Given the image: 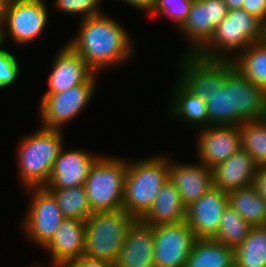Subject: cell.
Wrapping results in <instances>:
<instances>
[{
    "label": "cell",
    "instance_id": "obj_1",
    "mask_svg": "<svg viewBox=\"0 0 266 267\" xmlns=\"http://www.w3.org/2000/svg\"><path fill=\"white\" fill-rule=\"evenodd\" d=\"M107 15L103 12L81 19L77 35L67 41L96 74L130 61L134 51L125 27Z\"/></svg>",
    "mask_w": 266,
    "mask_h": 267
},
{
    "label": "cell",
    "instance_id": "obj_2",
    "mask_svg": "<svg viewBox=\"0 0 266 267\" xmlns=\"http://www.w3.org/2000/svg\"><path fill=\"white\" fill-rule=\"evenodd\" d=\"M170 158L163 155L128 161L123 209L142 219L154 205L163 185L169 180Z\"/></svg>",
    "mask_w": 266,
    "mask_h": 267
},
{
    "label": "cell",
    "instance_id": "obj_3",
    "mask_svg": "<svg viewBox=\"0 0 266 267\" xmlns=\"http://www.w3.org/2000/svg\"><path fill=\"white\" fill-rule=\"evenodd\" d=\"M63 131L40 127L18 140L17 171L23 187H45L63 143Z\"/></svg>",
    "mask_w": 266,
    "mask_h": 267
},
{
    "label": "cell",
    "instance_id": "obj_4",
    "mask_svg": "<svg viewBox=\"0 0 266 267\" xmlns=\"http://www.w3.org/2000/svg\"><path fill=\"white\" fill-rule=\"evenodd\" d=\"M264 39L266 25L260 19L242 8L228 10L211 39L196 54L206 59L233 60L253 42Z\"/></svg>",
    "mask_w": 266,
    "mask_h": 267
},
{
    "label": "cell",
    "instance_id": "obj_5",
    "mask_svg": "<svg viewBox=\"0 0 266 267\" xmlns=\"http://www.w3.org/2000/svg\"><path fill=\"white\" fill-rule=\"evenodd\" d=\"M135 220L124 209L93 212L85 221L84 255L114 264Z\"/></svg>",
    "mask_w": 266,
    "mask_h": 267
},
{
    "label": "cell",
    "instance_id": "obj_6",
    "mask_svg": "<svg viewBox=\"0 0 266 267\" xmlns=\"http://www.w3.org/2000/svg\"><path fill=\"white\" fill-rule=\"evenodd\" d=\"M127 166L126 159L116 156L96 159L84 184L92 212L123 209Z\"/></svg>",
    "mask_w": 266,
    "mask_h": 267
},
{
    "label": "cell",
    "instance_id": "obj_7",
    "mask_svg": "<svg viewBox=\"0 0 266 267\" xmlns=\"http://www.w3.org/2000/svg\"><path fill=\"white\" fill-rule=\"evenodd\" d=\"M45 0H9L1 22V41L17 45L31 44L48 25L49 10Z\"/></svg>",
    "mask_w": 266,
    "mask_h": 267
},
{
    "label": "cell",
    "instance_id": "obj_8",
    "mask_svg": "<svg viewBox=\"0 0 266 267\" xmlns=\"http://www.w3.org/2000/svg\"><path fill=\"white\" fill-rule=\"evenodd\" d=\"M98 74H94L85 84L71 87L59 93H44L40 100L39 116L41 127L63 130L64 124L85 110L96 90Z\"/></svg>",
    "mask_w": 266,
    "mask_h": 267
},
{
    "label": "cell",
    "instance_id": "obj_9",
    "mask_svg": "<svg viewBox=\"0 0 266 267\" xmlns=\"http://www.w3.org/2000/svg\"><path fill=\"white\" fill-rule=\"evenodd\" d=\"M25 191L31 193V199L21 227L26 238L44 248L65 217L46 187H30Z\"/></svg>",
    "mask_w": 266,
    "mask_h": 267
},
{
    "label": "cell",
    "instance_id": "obj_10",
    "mask_svg": "<svg viewBox=\"0 0 266 267\" xmlns=\"http://www.w3.org/2000/svg\"><path fill=\"white\" fill-rule=\"evenodd\" d=\"M182 56L178 81L206 102L215 89L224 86L226 74L234 67L232 60L206 59L186 52Z\"/></svg>",
    "mask_w": 266,
    "mask_h": 267
},
{
    "label": "cell",
    "instance_id": "obj_11",
    "mask_svg": "<svg viewBox=\"0 0 266 267\" xmlns=\"http://www.w3.org/2000/svg\"><path fill=\"white\" fill-rule=\"evenodd\" d=\"M153 230L155 267H184L196 240L188 224L157 225Z\"/></svg>",
    "mask_w": 266,
    "mask_h": 267
},
{
    "label": "cell",
    "instance_id": "obj_12",
    "mask_svg": "<svg viewBox=\"0 0 266 267\" xmlns=\"http://www.w3.org/2000/svg\"><path fill=\"white\" fill-rule=\"evenodd\" d=\"M227 13L224 0H193L187 20L179 28L191 44L186 52L196 54L211 39Z\"/></svg>",
    "mask_w": 266,
    "mask_h": 267
},
{
    "label": "cell",
    "instance_id": "obj_13",
    "mask_svg": "<svg viewBox=\"0 0 266 267\" xmlns=\"http://www.w3.org/2000/svg\"><path fill=\"white\" fill-rule=\"evenodd\" d=\"M228 206V193L211 188L197 201L186 207V220L196 239H213Z\"/></svg>",
    "mask_w": 266,
    "mask_h": 267
},
{
    "label": "cell",
    "instance_id": "obj_14",
    "mask_svg": "<svg viewBox=\"0 0 266 267\" xmlns=\"http://www.w3.org/2000/svg\"><path fill=\"white\" fill-rule=\"evenodd\" d=\"M196 153L209 168L225 161L241 149L240 126L216 125L199 129Z\"/></svg>",
    "mask_w": 266,
    "mask_h": 267
},
{
    "label": "cell",
    "instance_id": "obj_15",
    "mask_svg": "<svg viewBox=\"0 0 266 267\" xmlns=\"http://www.w3.org/2000/svg\"><path fill=\"white\" fill-rule=\"evenodd\" d=\"M99 156L82 149L61 148L54 162L47 189L84 186L90 167Z\"/></svg>",
    "mask_w": 266,
    "mask_h": 267
},
{
    "label": "cell",
    "instance_id": "obj_16",
    "mask_svg": "<svg viewBox=\"0 0 266 267\" xmlns=\"http://www.w3.org/2000/svg\"><path fill=\"white\" fill-rule=\"evenodd\" d=\"M45 93H59L71 87L85 84L95 72L87 62L67 43L56 53Z\"/></svg>",
    "mask_w": 266,
    "mask_h": 267
},
{
    "label": "cell",
    "instance_id": "obj_17",
    "mask_svg": "<svg viewBox=\"0 0 266 267\" xmlns=\"http://www.w3.org/2000/svg\"><path fill=\"white\" fill-rule=\"evenodd\" d=\"M169 179L186 207L214 187L212 168L199 161L185 164L172 162L171 159Z\"/></svg>",
    "mask_w": 266,
    "mask_h": 267
},
{
    "label": "cell",
    "instance_id": "obj_18",
    "mask_svg": "<svg viewBox=\"0 0 266 267\" xmlns=\"http://www.w3.org/2000/svg\"><path fill=\"white\" fill-rule=\"evenodd\" d=\"M114 267H155L153 226L140 219L131 224Z\"/></svg>",
    "mask_w": 266,
    "mask_h": 267
},
{
    "label": "cell",
    "instance_id": "obj_19",
    "mask_svg": "<svg viewBox=\"0 0 266 267\" xmlns=\"http://www.w3.org/2000/svg\"><path fill=\"white\" fill-rule=\"evenodd\" d=\"M85 222L64 218L43 250L51 253V267H64L84 255Z\"/></svg>",
    "mask_w": 266,
    "mask_h": 267
},
{
    "label": "cell",
    "instance_id": "obj_20",
    "mask_svg": "<svg viewBox=\"0 0 266 267\" xmlns=\"http://www.w3.org/2000/svg\"><path fill=\"white\" fill-rule=\"evenodd\" d=\"M231 110L243 121L266 118V90L231 69Z\"/></svg>",
    "mask_w": 266,
    "mask_h": 267
},
{
    "label": "cell",
    "instance_id": "obj_21",
    "mask_svg": "<svg viewBox=\"0 0 266 267\" xmlns=\"http://www.w3.org/2000/svg\"><path fill=\"white\" fill-rule=\"evenodd\" d=\"M259 165L243 149L212 168L214 187L229 192L253 185Z\"/></svg>",
    "mask_w": 266,
    "mask_h": 267
},
{
    "label": "cell",
    "instance_id": "obj_22",
    "mask_svg": "<svg viewBox=\"0 0 266 267\" xmlns=\"http://www.w3.org/2000/svg\"><path fill=\"white\" fill-rule=\"evenodd\" d=\"M141 220L149 226L177 224L186 220V206L170 179L163 185L154 205Z\"/></svg>",
    "mask_w": 266,
    "mask_h": 267
},
{
    "label": "cell",
    "instance_id": "obj_23",
    "mask_svg": "<svg viewBox=\"0 0 266 267\" xmlns=\"http://www.w3.org/2000/svg\"><path fill=\"white\" fill-rule=\"evenodd\" d=\"M173 87L171 105L168 107L170 116L181 119L186 124H190L189 126L197 127V129L207 127L206 101L199 96L193 95L178 80Z\"/></svg>",
    "mask_w": 266,
    "mask_h": 267
},
{
    "label": "cell",
    "instance_id": "obj_24",
    "mask_svg": "<svg viewBox=\"0 0 266 267\" xmlns=\"http://www.w3.org/2000/svg\"><path fill=\"white\" fill-rule=\"evenodd\" d=\"M234 249L214 239H196L184 267H234Z\"/></svg>",
    "mask_w": 266,
    "mask_h": 267
},
{
    "label": "cell",
    "instance_id": "obj_25",
    "mask_svg": "<svg viewBox=\"0 0 266 267\" xmlns=\"http://www.w3.org/2000/svg\"><path fill=\"white\" fill-rule=\"evenodd\" d=\"M228 193V205L251 226H266V202L251 185Z\"/></svg>",
    "mask_w": 266,
    "mask_h": 267
},
{
    "label": "cell",
    "instance_id": "obj_26",
    "mask_svg": "<svg viewBox=\"0 0 266 267\" xmlns=\"http://www.w3.org/2000/svg\"><path fill=\"white\" fill-rule=\"evenodd\" d=\"M232 62L244 77L266 90V39L253 42Z\"/></svg>",
    "mask_w": 266,
    "mask_h": 267
},
{
    "label": "cell",
    "instance_id": "obj_27",
    "mask_svg": "<svg viewBox=\"0 0 266 267\" xmlns=\"http://www.w3.org/2000/svg\"><path fill=\"white\" fill-rule=\"evenodd\" d=\"M208 126H240L244 121L231 110V70L226 74L224 86L207 97Z\"/></svg>",
    "mask_w": 266,
    "mask_h": 267
},
{
    "label": "cell",
    "instance_id": "obj_28",
    "mask_svg": "<svg viewBox=\"0 0 266 267\" xmlns=\"http://www.w3.org/2000/svg\"><path fill=\"white\" fill-rule=\"evenodd\" d=\"M234 259V267H266V226H252Z\"/></svg>",
    "mask_w": 266,
    "mask_h": 267
},
{
    "label": "cell",
    "instance_id": "obj_29",
    "mask_svg": "<svg viewBox=\"0 0 266 267\" xmlns=\"http://www.w3.org/2000/svg\"><path fill=\"white\" fill-rule=\"evenodd\" d=\"M48 190L56 198L58 207L65 218L85 222L93 213L88 204L84 186Z\"/></svg>",
    "mask_w": 266,
    "mask_h": 267
},
{
    "label": "cell",
    "instance_id": "obj_30",
    "mask_svg": "<svg viewBox=\"0 0 266 267\" xmlns=\"http://www.w3.org/2000/svg\"><path fill=\"white\" fill-rule=\"evenodd\" d=\"M241 149L259 166H266V118L244 121L240 125Z\"/></svg>",
    "mask_w": 266,
    "mask_h": 267
},
{
    "label": "cell",
    "instance_id": "obj_31",
    "mask_svg": "<svg viewBox=\"0 0 266 267\" xmlns=\"http://www.w3.org/2000/svg\"><path fill=\"white\" fill-rule=\"evenodd\" d=\"M251 228L252 226L228 205L222 214L218 232L213 239L235 249L245 240Z\"/></svg>",
    "mask_w": 266,
    "mask_h": 267
},
{
    "label": "cell",
    "instance_id": "obj_32",
    "mask_svg": "<svg viewBox=\"0 0 266 267\" xmlns=\"http://www.w3.org/2000/svg\"><path fill=\"white\" fill-rule=\"evenodd\" d=\"M193 0H156L151 16H166L180 28L187 20Z\"/></svg>",
    "mask_w": 266,
    "mask_h": 267
},
{
    "label": "cell",
    "instance_id": "obj_33",
    "mask_svg": "<svg viewBox=\"0 0 266 267\" xmlns=\"http://www.w3.org/2000/svg\"><path fill=\"white\" fill-rule=\"evenodd\" d=\"M101 0H55L54 6L62 13L81 15V19L103 13Z\"/></svg>",
    "mask_w": 266,
    "mask_h": 267
},
{
    "label": "cell",
    "instance_id": "obj_34",
    "mask_svg": "<svg viewBox=\"0 0 266 267\" xmlns=\"http://www.w3.org/2000/svg\"><path fill=\"white\" fill-rule=\"evenodd\" d=\"M0 45V89L13 85L19 77L20 65L13 53Z\"/></svg>",
    "mask_w": 266,
    "mask_h": 267
},
{
    "label": "cell",
    "instance_id": "obj_35",
    "mask_svg": "<svg viewBox=\"0 0 266 267\" xmlns=\"http://www.w3.org/2000/svg\"><path fill=\"white\" fill-rule=\"evenodd\" d=\"M64 267H114V264L103 259L83 255L67 263Z\"/></svg>",
    "mask_w": 266,
    "mask_h": 267
},
{
    "label": "cell",
    "instance_id": "obj_36",
    "mask_svg": "<svg viewBox=\"0 0 266 267\" xmlns=\"http://www.w3.org/2000/svg\"><path fill=\"white\" fill-rule=\"evenodd\" d=\"M242 9L260 19L266 25V7L264 0H244Z\"/></svg>",
    "mask_w": 266,
    "mask_h": 267
},
{
    "label": "cell",
    "instance_id": "obj_37",
    "mask_svg": "<svg viewBox=\"0 0 266 267\" xmlns=\"http://www.w3.org/2000/svg\"><path fill=\"white\" fill-rule=\"evenodd\" d=\"M253 186L266 202V166H259L256 176L253 180Z\"/></svg>",
    "mask_w": 266,
    "mask_h": 267
},
{
    "label": "cell",
    "instance_id": "obj_38",
    "mask_svg": "<svg viewBox=\"0 0 266 267\" xmlns=\"http://www.w3.org/2000/svg\"><path fill=\"white\" fill-rule=\"evenodd\" d=\"M124 3L131 5L135 9L142 10L144 12L150 13L153 9L156 0H121Z\"/></svg>",
    "mask_w": 266,
    "mask_h": 267
},
{
    "label": "cell",
    "instance_id": "obj_39",
    "mask_svg": "<svg viewBox=\"0 0 266 267\" xmlns=\"http://www.w3.org/2000/svg\"><path fill=\"white\" fill-rule=\"evenodd\" d=\"M228 10L241 9L244 0H224Z\"/></svg>",
    "mask_w": 266,
    "mask_h": 267
},
{
    "label": "cell",
    "instance_id": "obj_40",
    "mask_svg": "<svg viewBox=\"0 0 266 267\" xmlns=\"http://www.w3.org/2000/svg\"><path fill=\"white\" fill-rule=\"evenodd\" d=\"M9 0H0V23L3 20L5 10L7 8Z\"/></svg>",
    "mask_w": 266,
    "mask_h": 267
},
{
    "label": "cell",
    "instance_id": "obj_41",
    "mask_svg": "<svg viewBox=\"0 0 266 267\" xmlns=\"http://www.w3.org/2000/svg\"><path fill=\"white\" fill-rule=\"evenodd\" d=\"M2 44V41H1V23H0V45Z\"/></svg>",
    "mask_w": 266,
    "mask_h": 267
},
{
    "label": "cell",
    "instance_id": "obj_42",
    "mask_svg": "<svg viewBox=\"0 0 266 267\" xmlns=\"http://www.w3.org/2000/svg\"><path fill=\"white\" fill-rule=\"evenodd\" d=\"M32 267H43V266H42V265L40 266V265L37 264V265L32 266ZM44 267H45V266H44Z\"/></svg>",
    "mask_w": 266,
    "mask_h": 267
}]
</instances>
